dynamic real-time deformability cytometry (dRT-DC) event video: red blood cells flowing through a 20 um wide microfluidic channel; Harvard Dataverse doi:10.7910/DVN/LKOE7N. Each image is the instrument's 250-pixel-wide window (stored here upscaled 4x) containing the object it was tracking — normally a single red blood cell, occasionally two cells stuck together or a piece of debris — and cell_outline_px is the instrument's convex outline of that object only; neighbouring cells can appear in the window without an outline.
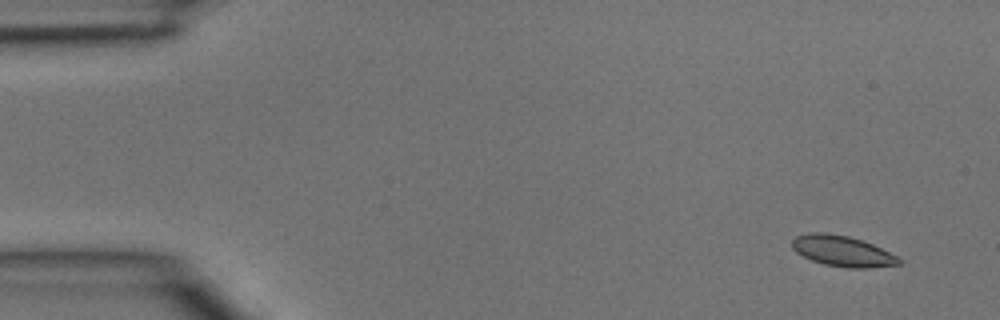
{"species": "common noctule bat (a hibernating species)", "species_latin": "Nyctalus noctula", "temperature_condition": "room temperature", "stored_images_in_passage": 4, "camera_frame_rate_fps": 3000, "um_per_image_px": 0.085, "animal": {"sex": "male", "body_mass_g": 15.6}, "frame": {"image": 1, "passage_image": 1, "time_ms": 0.0, "image_size_px": [1000, 320], "cell_outline_px": [[904, 260], [900, 264], [868, 268], [848, 268], [824, 264], [812, 260], [796, 252], [792, 248], [792, 240], [796, 236], [812, 232], [824, 232], [848, 236], [872, 244]], "centroid_in_image_um": [71.6, 21.34], "position_along_channel_um": 13.4, "area_um2": 18.96}}